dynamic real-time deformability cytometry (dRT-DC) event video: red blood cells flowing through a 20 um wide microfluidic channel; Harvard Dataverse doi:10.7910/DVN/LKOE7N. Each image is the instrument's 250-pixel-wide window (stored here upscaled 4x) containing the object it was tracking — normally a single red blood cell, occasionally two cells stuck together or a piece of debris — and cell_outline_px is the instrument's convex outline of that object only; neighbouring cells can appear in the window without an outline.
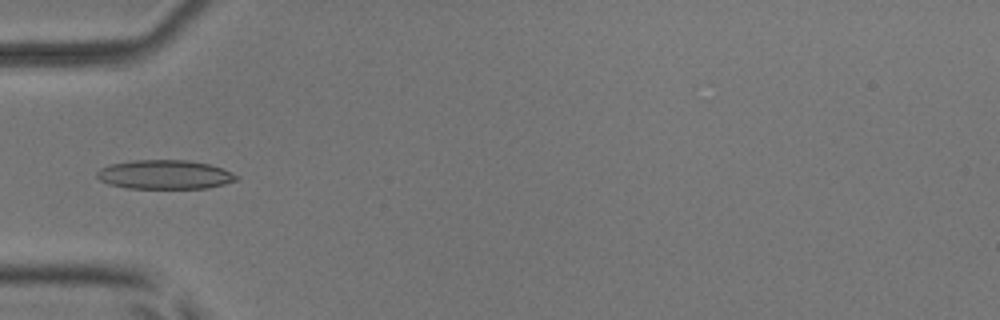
{"species": "common noctule bat (a hibernating species)", "species_latin": "Nyctalus noctula", "temperature_condition": "room temperature", "stored_images_in_passage": 5, "camera_frame_rate_fps": 3000, "um_per_image_px": 0.085, "animal": {"sex": "male", "body_mass_g": 17.9, "forearm_length_mm": 54.2}, "frame": {"image": 1, "passage_image": 4, "time_ms": 4.333, "image_size_px": [1000, 320], "cell_outline_px": [[240, 176], [236, 180], [224, 184], [208, 188], [124, 188], [108, 184], [100, 180], [96, 176], [96, 172], [100, 168], [112, 164], [132, 160], [188, 160], [208, 164], [232, 172]], "centroid_in_image_um": [13.99, 14.84], "position_along_channel_um": 71.0, "area_um2": 23.64}}
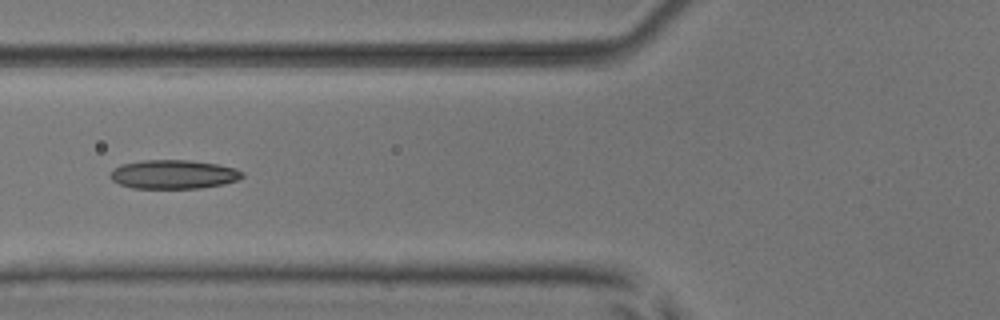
{"frame": {"image": 2, "passage_image": 5, "time_ms": 5.333, "image_size_px": [1000, 320], "cell_outline_px": [[244, 176], [236, 180], [224, 184], [200, 188], [132, 188], [120, 184], [112, 180], [108, 176], [112, 168], [120, 164], [144, 160], [188, 160], [216, 164], [236, 168], [244, 172]], "centroid_in_image_um": [14.72, 14.82], "position_along_channel_um": 111.1, "area_um2": 22.37}}